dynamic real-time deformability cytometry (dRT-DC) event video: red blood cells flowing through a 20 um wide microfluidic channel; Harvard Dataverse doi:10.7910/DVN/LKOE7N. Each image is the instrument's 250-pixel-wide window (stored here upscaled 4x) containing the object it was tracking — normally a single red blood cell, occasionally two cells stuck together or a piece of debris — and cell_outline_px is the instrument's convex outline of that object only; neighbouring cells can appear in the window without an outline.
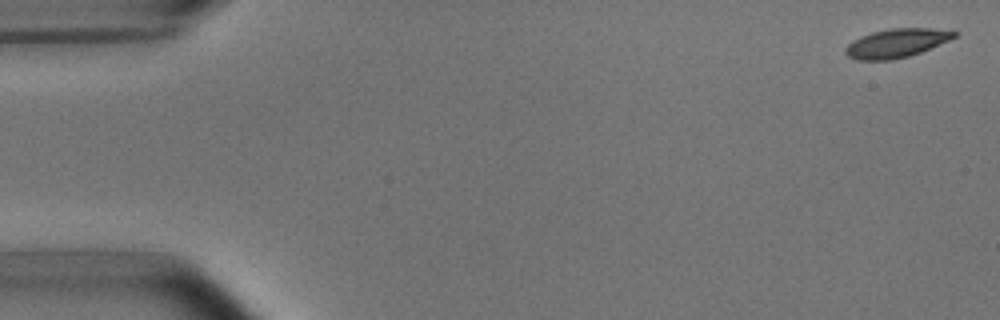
{"species": "common noctule bat (a hibernating species)", "species_latin": "Nyctalus noctula", "temperature_condition": "room temperature", "stored_images_in_passage": 53, "camera_frame_rate_fps": 3000, "um_per_image_px": 0.085, "animal": {"sex": "male", "body_mass_g": 15.6}, "frame": {"image": 1, "passage_image": 1, "time_ms": 0.0, "image_size_px": [1000, 320], "cell_outline_px": [[956, 36], [948, 40], [920, 52], [908, 56], [892, 60], [856, 60], [848, 56], [844, 52], [844, 48], [852, 40], [860, 36], [872, 32], [892, 28], [928, 28], [956, 32]], "centroid_in_image_um": [76.11, 3.67], "position_along_channel_um": 8.9, "area_um2": 18.03}}
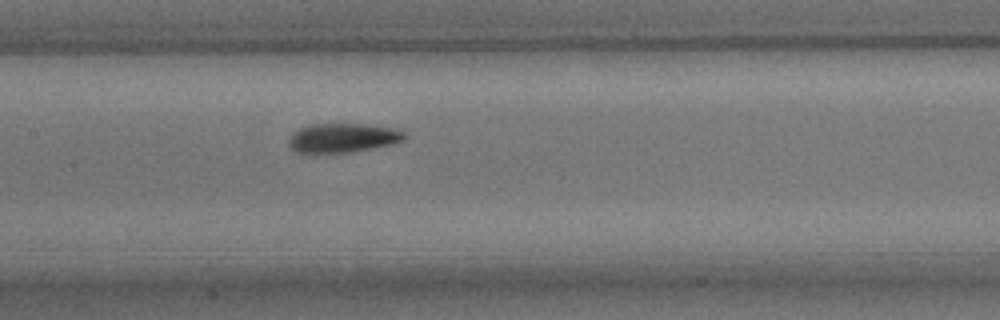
{"frame": {"image": 2, "passage_image": 25, "time_ms": 8.0, "image_size_px": [1000, 320], "cell_outline_px": [[404, 140], [392, 144], [352, 152], [316, 156], [300, 156], [292, 152], [288, 144], [288, 140], [292, 132], [308, 124], [364, 124], [396, 128], [404, 132]], "centroid_in_image_um": [28.98, 11.78], "position_along_channel_um": 178.4, "area_um2": 20.81}}
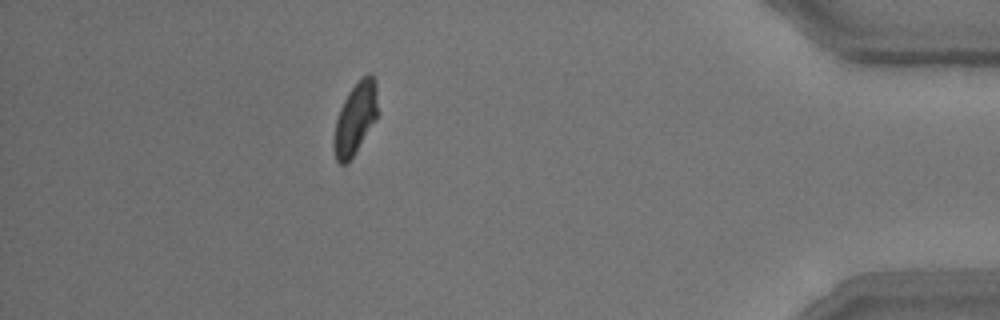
{"frame": {"image": 3, "passage_image": 47, "time_ms": 15.333, "image_size_px": [1000, 320], "cell_outline_px": [[376, 120], [352, 156], [344, 164], [340, 164], [336, 160], [332, 148], [332, 140], [336, 120], [340, 108], [348, 92], [368, 72], [376, 80]], "centroid_in_image_um": [30.16, 10.09], "position_along_channel_um": 405.0, "area_um2": 17.98}, "authors_computed_cell_mechanics": {"area_um2": 19.1318, "velocity_mm_per_s": 3.7404, "shape_relaxation_time_tau1_ms": 2.8964, "shape_relaxation_time_tau2_ms": 2.2035, "deformation_change_tau1": 0.1255, "deformation_change_tau2": 0.086}}